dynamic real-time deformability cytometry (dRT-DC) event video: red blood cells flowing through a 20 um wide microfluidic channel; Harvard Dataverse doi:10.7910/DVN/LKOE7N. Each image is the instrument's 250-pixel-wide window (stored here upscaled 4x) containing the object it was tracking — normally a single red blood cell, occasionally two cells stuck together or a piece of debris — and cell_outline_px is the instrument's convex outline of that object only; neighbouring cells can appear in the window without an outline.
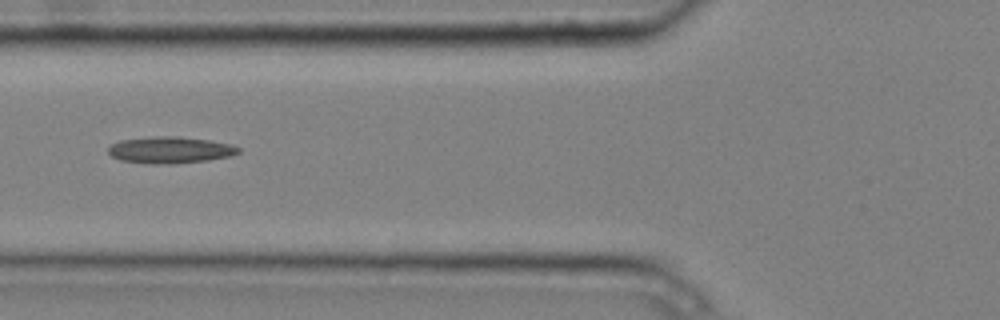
{"species": "common noctule bat (a hibernating species)", "species_latin": "Nyctalus noctula", "temperature_condition": "cold", "stored_images_in_passage": 9, "camera_frame_rate_fps": 3000, "um_per_image_px": 0.085, "animal": {"sex": "male", "body_mass_g": 20.4}, "frame": {"image": 1, "passage_image": 6, "time_ms": 1.667, "image_size_px": [1000, 320], "cell_outline_px": [[240, 152], [232, 156], [208, 160], [176, 164], [152, 164], [120, 160], [112, 156], [108, 152], [108, 148], [112, 144], [120, 140], [152, 136], [180, 136], [208, 140], [232, 144], [240, 148]], "centroid_in_image_um": [14.48, 12.75], "position_along_channel_um": 111.3, "area_um2": 20.4}}
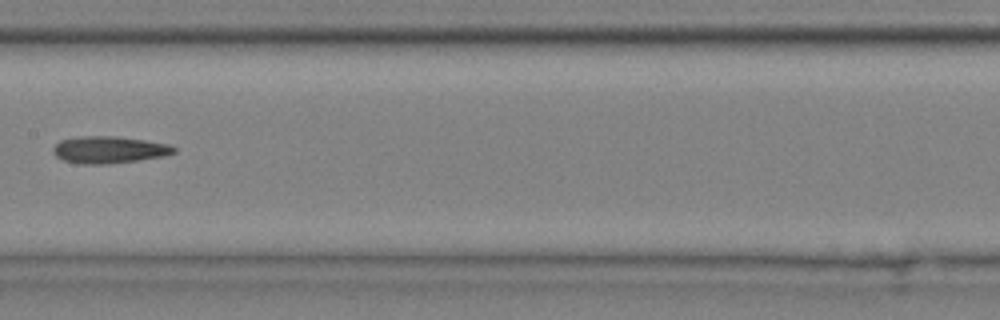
{"frame": {"image": 2, "passage_image": 8, "time_ms": 2.333, "image_size_px": [1000, 320], "cell_outline_px": [[176, 152], [164, 156], [108, 164], [80, 164], [64, 160], [56, 156], [52, 152], [52, 148], [60, 140], [80, 136], [116, 136], [144, 140], [168, 144], [176, 148]], "centroid_in_image_um": [9.24, 12.72], "position_along_channel_um": 198.2, "area_um2": 18.96}}
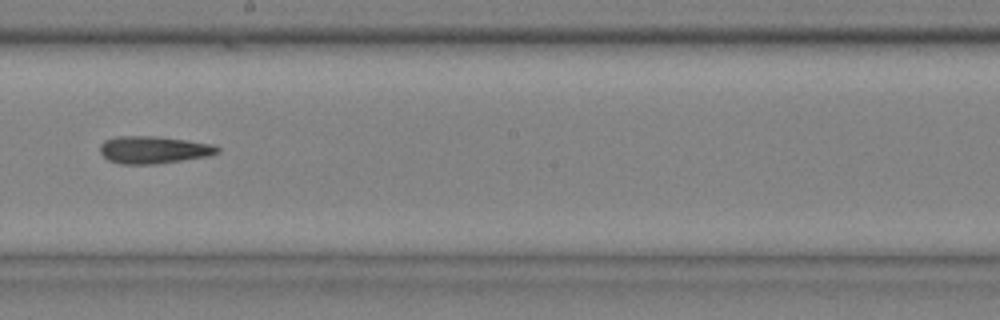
{"frame": {"image": 3, "passage_image": 9, "time_ms": 2.667, "image_size_px": [1000, 320], "cell_outline_px": [[220, 152], [212, 156], [156, 164], [120, 164], [108, 160], [100, 152], [100, 144], [104, 140], [116, 136], [160, 136], [188, 140], [212, 144], [220, 148]], "centroid_in_image_um": [13.08, 12.73], "position_along_channel_um": 235.1, "area_um2": 19.07}}